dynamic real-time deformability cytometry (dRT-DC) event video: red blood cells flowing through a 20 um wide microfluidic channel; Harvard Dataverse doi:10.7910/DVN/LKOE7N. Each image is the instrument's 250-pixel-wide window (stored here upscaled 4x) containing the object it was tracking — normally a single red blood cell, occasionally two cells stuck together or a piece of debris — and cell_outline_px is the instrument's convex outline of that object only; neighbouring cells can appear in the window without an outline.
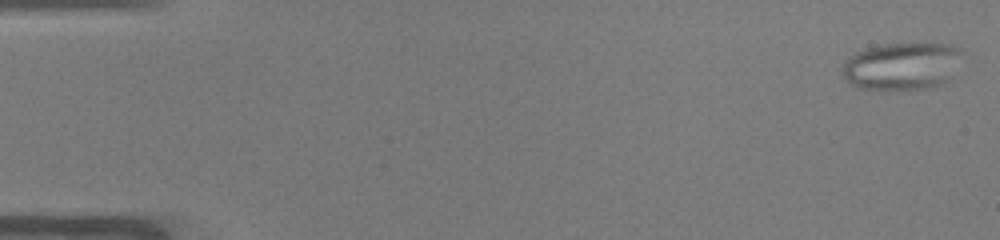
{"species": "common noctule bat (a hibernating species)", "species_latin": "Nyctalus noctula", "temperature_condition": "warm", "stored_images_in_passage": 51, "camera_frame_rate_fps": 3000, "um_per_image_px": 0.085, "animal": {"sex": "male", "body_mass_g": 19.0, "forearm_length_mm": 50.8}, "frame": {"image": 1, "passage_image": 1, "time_ms": 0.0, "image_size_px": [1000, 240], "cell_outline_px": [[964, 52], [948, 80], [944, 84], [932, 88], [856, 88], [844, 76], [844, 60], [852, 52], [864, 48], [880, 44], [952, 44], [964, 48]], "centroid_in_image_um": [76.69, 5.58], "position_along_channel_um": 8.3, "area_um2": 33.12}}
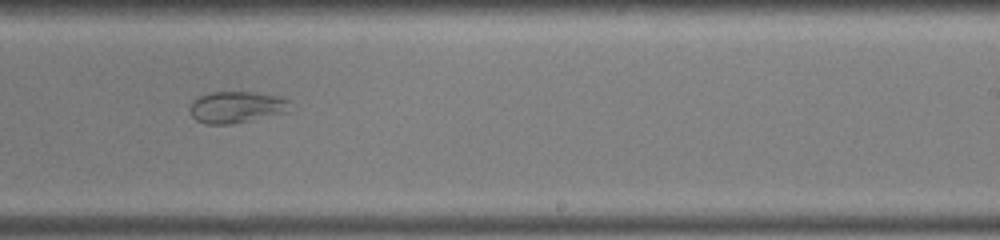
{"frame": {"image": 2, "passage_image": 32, "time_ms": 10.333, "image_size_px": [1000, 240], "cell_outline_px": [[292, 100], [288, 112], [228, 124], [204, 124], [196, 120], [192, 116], [188, 108], [192, 100], [200, 96], [212, 92], [256, 92], [276, 96]], "centroid_in_image_um": [20.08, 9.1], "position_along_channel_um": 268.9, "area_um2": 18.44}}
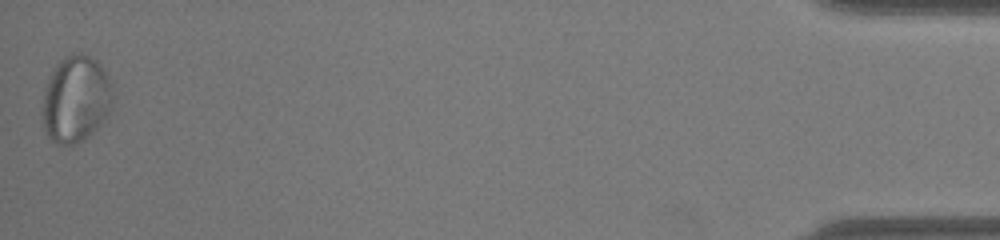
{"frame": {"image": 3, "passage_image": 51, "time_ms": 16.667, "image_size_px": [1000, 240], "cell_outline_px": [[112, 108], [108, 116], [84, 140], [72, 144], [56, 144], [48, 136], [40, 120], [44, 92], [48, 76], [56, 64], [64, 56], [80, 52], [84, 52], [96, 60], [104, 68], [112, 84]], "centroid_in_image_um": [6.43, 8.4], "position_along_channel_um": 428.8, "area_um2": 36.18}}